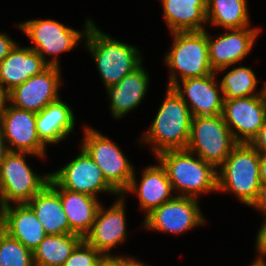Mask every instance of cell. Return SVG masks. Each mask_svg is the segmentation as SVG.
<instances>
[{
	"mask_svg": "<svg viewBox=\"0 0 266 266\" xmlns=\"http://www.w3.org/2000/svg\"><path fill=\"white\" fill-rule=\"evenodd\" d=\"M191 120L188 105L174 88L167 87L165 99L149 131L140 140L153 145L155 156L166 150L186 149Z\"/></svg>",
	"mask_w": 266,
	"mask_h": 266,
	"instance_id": "6da1fadb",
	"label": "cell"
},
{
	"mask_svg": "<svg viewBox=\"0 0 266 266\" xmlns=\"http://www.w3.org/2000/svg\"><path fill=\"white\" fill-rule=\"evenodd\" d=\"M187 149L166 150L156 158L166 169L173 190L183 197L198 198L200 193L217 191L218 169Z\"/></svg>",
	"mask_w": 266,
	"mask_h": 266,
	"instance_id": "7a4b0ae2",
	"label": "cell"
},
{
	"mask_svg": "<svg viewBox=\"0 0 266 266\" xmlns=\"http://www.w3.org/2000/svg\"><path fill=\"white\" fill-rule=\"evenodd\" d=\"M84 38L106 88L116 85L142 64L136 47L111 38L94 22L86 30Z\"/></svg>",
	"mask_w": 266,
	"mask_h": 266,
	"instance_id": "3957f363",
	"label": "cell"
},
{
	"mask_svg": "<svg viewBox=\"0 0 266 266\" xmlns=\"http://www.w3.org/2000/svg\"><path fill=\"white\" fill-rule=\"evenodd\" d=\"M260 154L249 143H238L217 172V190L231 191L251 206L261 184Z\"/></svg>",
	"mask_w": 266,
	"mask_h": 266,
	"instance_id": "277c9868",
	"label": "cell"
},
{
	"mask_svg": "<svg viewBox=\"0 0 266 266\" xmlns=\"http://www.w3.org/2000/svg\"><path fill=\"white\" fill-rule=\"evenodd\" d=\"M173 46L165 57L171 70L168 87L173 88L187 78L203 77L214 73L209 60L208 33L204 31L173 32Z\"/></svg>",
	"mask_w": 266,
	"mask_h": 266,
	"instance_id": "5b68a950",
	"label": "cell"
},
{
	"mask_svg": "<svg viewBox=\"0 0 266 266\" xmlns=\"http://www.w3.org/2000/svg\"><path fill=\"white\" fill-rule=\"evenodd\" d=\"M29 152L9 151L0 167V208L15 204H27L48 183L51 174L39 176L33 173L25 161ZM11 201V202H10Z\"/></svg>",
	"mask_w": 266,
	"mask_h": 266,
	"instance_id": "8992f818",
	"label": "cell"
},
{
	"mask_svg": "<svg viewBox=\"0 0 266 266\" xmlns=\"http://www.w3.org/2000/svg\"><path fill=\"white\" fill-rule=\"evenodd\" d=\"M237 144L222 114L192 117L186 149L216 169Z\"/></svg>",
	"mask_w": 266,
	"mask_h": 266,
	"instance_id": "52a82bcc",
	"label": "cell"
},
{
	"mask_svg": "<svg viewBox=\"0 0 266 266\" xmlns=\"http://www.w3.org/2000/svg\"><path fill=\"white\" fill-rule=\"evenodd\" d=\"M82 148L101 169L107 183L122 197L130 184L134 168L116 143L107 136L85 127Z\"/></svg>",
	"mask_w": 266,
	"mask_h": 266,
	"instance_id": "ba28073f",
	"label": "cell"
},
{
	"mask_svg": "<svg viewBox=\"0 0 266 266\" xmlns=\"http://www.w3.org/2000/svg\"><path fill=\"white\" fill-rule=\"evenodd\" d=\"M91 23L92 21L89 19L86 21L83 33L51 19H34L17 25L35 44L30 47L32 50H35L49 66L60 67L56 56L61 52L73 49L82 36L85 37L86 30ZM45 55H54L55 57H51L49 61Z\"/></svg>",
	"mask_w": 266,
	"mask_h": 266,
	"instance_id": "9c48e42d",
	"label": "cell"
},
{
	"mask_svg": "<svg viewBox=\"0 0 266 266\" xmlns=\"http://www.w3.org/2000/svg\"><path fill=\"white\" fill-rule=\"evenodd\" d=\"M144 227L180 234L205 223L197 198L175 196L145 215Z\"/></svg>",
	"mask_w": 266,
	"mask_h": 266,
	"instance_id": "30bf717a",
	"label": "cell"
},
{
	"mask_svg": "<svg viewBox=\"0 0 266 266\" xmlns=\"http://www.w3.org/2000/svg\"><path fill=\"white\" fill-rule=\"evenodd\" d=\"M222 116L234 139L249 143L266 121V98L256 95L224 99Z\"/></svg>",
	"mask_w": 266,
	"mask_h": 266,
	"instance_id": "8fae6325",
	"label": "cell"
},
{
	"mask_svg": "<svg viewBox=\"0 0 266 266\" xmlns=\"http://www.w3.org/2000/svg\"><path fill=\"white\" fill-rule=\"evenodd\" d=\"M51 177L68 191L97 197L99 192L119 195L106 181L101 169L81 147V153Z\"/></svg>",
	"mask_w": 266,
	"mask_h": 266,
	"instance_id": "7c38bea8",
	"label": "cell"
},
{
	"mask_svg": "<svg viewBox=\"0 0 266 266\" xmlns=\"http://www.w3.org/2000/svg\"><path fill=\"white\" fill-rule=\"evenodd\" d=\"M0 126L9 144V151L29 152L43 158L46 145L36 129V113L7 105L0 117Z\"/></svg>",
	"mask_w": 266,
	"mask_h": 266,
	"instance_id": "4fadbf2b",
	"label": "cell"
},
{
	"mask_svg": "<svg viewBox=\"0 0 266 266\" xmlns=\"http://www.w3.org/2000/svg\"><path fill=\"white\" fill-rule=\"evenodd\" d=\"M60 77V67L49 66L10 91L9 103L20 109L40 112L47 104L59 99Z\"/></svg>",
	"mask_w": 266,
	"mask_h": 266,
	"instance_id": "5bb4252c",
	"label": "cell"
},
{
	"mask_svg": "<svg viewBox=\"0 0 266 266\" xmlns=\"http://www.w3.org/2000/svg\"><path fill=\"white\" fill-rule=\"evenodd\" d=\"M123 200V197L116 200L107 210L100 205L91 230L83 238L104 257L110 255L109 251L126 239V218Z\"/></svg>",
	"mask_w": 266,
	"mask_h": 266,
	"instance_id": "9a60e30c",
	"label": "cell"
},
{
	"mask_svg": "<svg viewBox=\"0 0 266 266\" xmlns=\"http://www.w3.org/2000/svg\"><path fill=\"white\" fill-rule=\"evenodd\" d=\"M216 74L214 72L203 77L187 78L182 80L183 88L180 84L173 87L188 105L192 117L222 114L224 97L223 94L220 95L221 87L215 81Z\"/></svg>",
	"mask_w": 266,
	"mask_h": 266,
	"instance_id": "2e32d148",
	"label": "cell"
},
{
	"mask_svg": "<svg viewBox=\"0 0 266 266\" xmlns=\"http://www.w3.org/2000/svg\"><path fill=\"white\" fill-rule=\"evenodd\" d=\"M259 31V28L248 27L229 29L216 40L210 38L208 33V51L212 69L215 72L223 71L245 58L251 51Z\"/></svg>",
	"mask_w": 266,
	"mask_h": 266,
	"instance_id": "e0dca14e",
	"label": "cell"
},
{
	"mask_svg": "<svg viewBox=\"0 0 266 266\" xmlns=\"http://www.w3.org/2000/svg\"><path fill=\"white\" fill-rule=\"evenodd\" d=\"M1 228L10 237L20 241L32 252L47 236L34 211L27 204L0 208Z\"/></svg>",
	"mask_w": 266,
	"mask_h": 266,
	"instance_id": "ac0fdd59",
	"label": "cell"
},
{
	"mask_svg": "<svg viewBox=\"0 0 266 266\" xmlns=\"http://www.w3.org/2000/svg\"><path fill=\"white\" fill-rule=\"evenodd\" d=\"M49 65L42 57L29 47H18L0 62V84L9 93L30 77L46 70Z\"/></svg>",
	"mask_w": 266,
	"mask_h": 266,
	"instance_id": "d6986e66",
	"label": "cell"
},
{
	"mask_svg": "<svg viewBox=\"0 0 266 266\" xmlns=\"http://www.w3.org/2000/svg\"><path fill=\"white\" fill-rule=\"evenodd\" d=\"M140 184L137 185L135 172L130 184L124 193H136L139 197L140 208L149 214L163 203L172 200L175 196L170 194L173 191L166 169L161 165H152L145 168L142 173Z\"/></svg>",
	"mask_w": 266,
	"mask_h": 266,
	"instance_id": "ffe728a7",
	"label": "cell"
},
{
	"mask_svg": "<svg viewBox=\"0 0 266 266\" xmlns=\"http://www.w3.org/2000/svg\"><path fill=\"white\" fill-rule=\"evenodd\" d=\"M49 183L59 192L62 207L70 225V234L83 238L91 230L101 203L97 197L63 189L52 177Z\"/></svg>",
	"mask_w": 266,
	"mask_h": 266,
	"instance_id": "44dd1931",
	"label": "cell"
},
{
	"mask_svg": "<svg viewBox=\"0 0 266 266\" xmlns=\"http://www.w3.org/2000/svg\"><path fill=\"white\" fill-rule=\"evenodd\" d=\"M149 76L142 64L125 76L116 85L106 88L110 98V109L114 118H121L133 111L146 95Z\"/></svg>",
	"mask_w": 266,
	"mask_h": 266,
	"instance_id": "7402d4cb",
	"label": "cell"
},
{
	"mask_svg": "<svg viewBox=\"0 0 266 266\" xmlns=\"http://www.w3.org/2000/svg\"><path fill=\"white\" fill-rule=\"evenodd\" d=\"M75 118L72 109L60 98L47 104L36 113V129L40 140L57 144L74 129Z\"/></svg>",
	"mask_w": 266,
	"mask_h": 266,
	"instance_id": "603a6c76",
	"label": "cell"
},
{
	"mask_svg": "<svg viewBox=\"0 0 266 266\" xmlns=\"http://www.w3.org/2000/svg\"><path fill=\"white\" fill-rule=\"evenodd\" d=\"M27 205L34 211L47 235L70 233V225L63 210L59 192L50 183Z\"/></svg>",
	"mask_w": 266,
	"mask_h": 266,
	"instance_id": "cb8c5ba5",
	"label": "cell"
},
{
	"mask_svg": "<svg viewBox=\"0 0 266 266\" xmlns=\"http://www.w3.org/2000/svg\"><path fill=\"white\" fill-rule=\"evenodd\" d=\"M171 32L204 31L207 0H161Z\"/></svg>",
	"mask_w": 266,
	"mask_h": 266,
	"instance_id": "d4e9b609",
	"label": "cell"
},
{
	"mask_svg": "<svg viewBox=\"0 0 266 266\" xmlns=\"http://www.w3.org/2000/svg\"><path fill=\"white\" fill-rule=\"evenodd\" d=\"M82 240L78 234L47 235L33 251L35 266H63Z\"/></svg>",
	"mask_w": 266,
	"mask_h": 266,
	"instance_id": "484cf974",
	"label": "cell"
},
{
	"mask_svg": "<svg viewBox=\"0 0 266 266\" xmlns=\"http://www.w3.org/2000/svg\"><path fill=\"white\" fill-rule=\"evenodd\" d=\"M247 0H207V21L225 30L248 27Z\"/></svg>",
	"mask_w": 266,
	"mask_h": 266,
	"instance_id": "4316f807",
	"label": "cell"
},
{
	"mask_svg": "<svg viewBox=\"0 0 266 266\" xmlns=\"http://www.w3.org/2000/svg\"><path fill=\"white\" fill-rule=\"evenodd\" d=\"M255 73L248 67H237L227 72L220 84L224 99L244 98L262 95L253 93L257 85Z\"/></svg>",
	"mask_w": 266,
	"mask_h": 266,
	"instance_id": "83f0119b",
	"label": "cell"
},
{
	"mask_svg": "<svg viewBox=\"0 0 266 266\" xmlns=\"http://www.w3.org/2000/svg\"><path fill=\"white\" fill-rule=\"evenodd\" d=\"M0 266H35L33 252L0 229Z\"/></svg>",
	"mask_w": 266,
	"mask_h": 266,
	"instance_id": "f1b7e54d",
	"label": "cell"
},
{
	"mask_svg": "<svg viewBox=\"0 0 266 266\" xmlns=\"http://www.w3.org/2000/svg\"><path fill=\"white\" fill-rule=\"evenodd\" d=\"M103 261L104 256L83 239L63 266H103Z\"/></svg>",
	"mask_w": 266,
	"mask_h": 266,
	"instance_id": "f546056e",
	"label": "cell"
},
{
	"mask_svg": "<svg viewBox=\"0 0 266 266\" xmlns=\"http://www.w3.org/2000/svg\"><path fill=\"white\" fill-rule=\"evenodd\" d=\"M103 266H147L138 260L130 258L112 256L111 254L104 257Z\"/></svg>",
	"mask_w": 266,
	"mask_h": 266,
	"instance_id": "4dcf8cb0",
	"label": "cell"
},
{
	"mask_svg": "<svg viewBox=\"0 0 266 266\" xmlns=\"http://www.w3.org/2000/svg\"><path fill=\"white\" fill-rule=\"evenodd\" d=\"M249 144L260 154L266 155V121Z\"/></svg>",
	"mask_w": 266,
	"mask_h": 266,
	"instance_id": "1f68e13d",
	"label": "cell"
},
{
	"mask_svg": "<svg viewBox=\"0 0 266 266\" xmlns=\"http://www.w3.org/2000/svg\"><path fill=\"white\" fill-rule=\"evenodd\" d=\"M256 247L259 253L258 259L266 258V218L257 234Z\"/></svg>",
	"mask_w": 266,
	"mask_h": 266,
	"instance_id": "d6a6232c",
	"label": "cell"
},
{
	"mask_svg": "<svg viewBox=\"0 0 266 266\" xmlns=\"http://www.w3.org/2000/svg\"><path fill=\"white\" fill-rule=\"evenodd\" d=\"M16 44L5 33H0V62L11 52Z\"/></svg>",
	"mask_w": 266,
	"mask_h": 266,
	"instance_id": "836d02e7",
	"label": "cell"
},
{
	"mask_svg": "<svg viewBox=\"0 0 266 266\" xmlns=\"http://www.w3.org/2000/svg\"><path fill=\"white\" fill-rule=\"evenodd\" d=\"M251 207H255L257 210L260 209L266 214V183L260 184L258 195Z\"/></svg>",
	"mask_w": 266,
	"mask_h": 266,
	"instance_id": "e575fe53",
	"label": "cell"
},
{
	"mask_svg": "<svg viewBox=\"0 0 266 266\" xmlns=\"http://www.w3.org/2000/svg\"><path fill=\"white\" fill-rule=\"evenodd\" d=\"M8 101H9V93L0 84V117L2 113L6 110V107H7L6 103Z\"/></svg>",
	"mask_w": 266,
	"mask_h": 266,
	"instance_id": "d590c367",
	"label": "cell"
},
{
	"mask_svg": "<svg viewBox=\"0 0 266 266\" xmlns=\"http://www.w3.org/2000/svg\"><path fill=\"white\" fill-rule=\"evenodd\" d=\"M6 141L2 132V128L0 126V167L5 159L6 154L9 152L8 146L5 145Z\"/></svg>",
	"mask_w": 266,
	"mask_h": 266,
	"instance_id": "8d00e7d4",
	"label": "cell"
},
{
	"mask_svg": "<svg viewBox=\"0 0 266 266\" xmlns=\"http://www.w3.org/2000/svg\"><path fill=\"white\" fill-rule=\"evenodd\" d=\"M259 175L261 183H266V155H260Z\"/></svg>",
	"mask_w": 266,
	"mask_h": 266,
	"instance_id": "74e56055",
	"label": "cell"
},
{
	"mask_svg": "<svg viewBox=\"0 0 266 266\" xmlns=\"http://www.w3.org/2000/svg\"><path fill=\"white\" fill-rule=\"evenodd\" d=\"M250 266H266V262L264 259L256 258L255 262Z\"/></svg>",
	"mask_w": 266,
	"mask_h": 266,
	"instance_id": "f35d334b",
	"label": "cell"
},
{
	"mask_svg": "<svg viewBox=\"0 0 266 266\" xmlns=\"http://www.w3.org/2000/svg\"><path fill=\"white\" fill-rule=\"evenodd\" d=\"M262 95L266 98V83H265V85L263 86V89H262Z\"/></svg>",
	"mask_w": 266,
	"mask_h": 266,
	"instance_id": "ab89813d",
	"label": "cell"
}]
</instances>
